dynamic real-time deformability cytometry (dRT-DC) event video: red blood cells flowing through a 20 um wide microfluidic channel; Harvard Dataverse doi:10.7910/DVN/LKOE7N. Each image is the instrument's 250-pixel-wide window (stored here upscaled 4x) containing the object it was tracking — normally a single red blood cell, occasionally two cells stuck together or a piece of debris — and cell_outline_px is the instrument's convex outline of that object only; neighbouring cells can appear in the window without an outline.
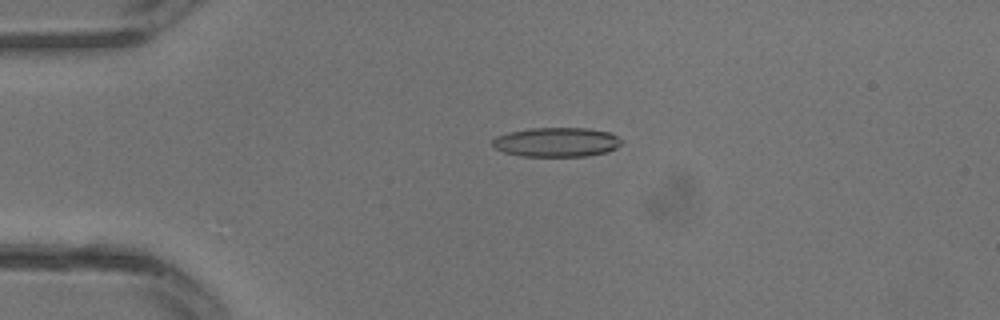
{"species": "common noctule bat (a hibernating species)", "species_latin": "Nyctalus noctula", "temperature_condition": "warm", "stored_images_in_passage": 20, "camera_frame_rate_fps": 3000, "um_per_image_px": 0.085, "animal": {"sex": "male", "body_mass_g": 13.3}, "frame": {"image": 1, "passage_image": 8, "time_ms": 2.333, "image_size_px": [1000, 320], "cell_outline_px": [[624, 140], [616, 148], [608, 152], [588, 156], [520, 156], [504, 152], [492, 148], [492, 140], [496, 136], [508, 132], [532, 128], [588, 128], [608, 132]], "centroid_in_image_um": [47.29, 12.08], "position_along_channel_um": 37.7, "area_um2": 22.25}}
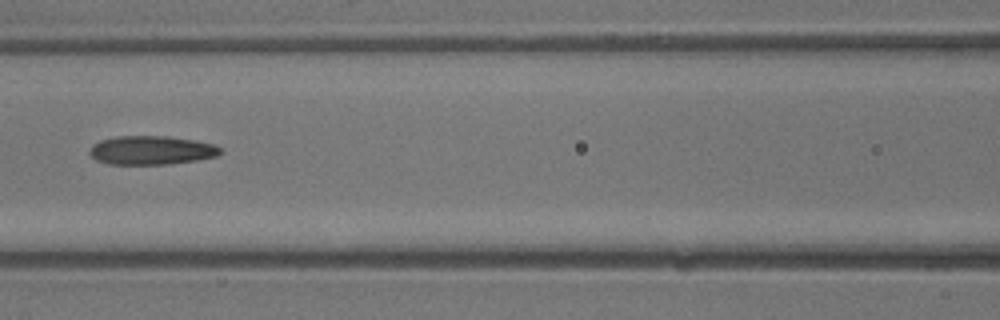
{"frame": {"image": 2, "passage_image": 15, "time_ms": 4.667, "image_size_px": [1000, 320], "cell_outline_px": [[220, 152], [216, 156], [196, 160], [168, 164], [108, 164], [96, 160], [88, 152], [100, 140], [116, 136], [168, 136], [196, 140], [216, 144], [220, 148]], "centroid_in_image_um": [12.88, 12.76], "position_along_channel_um": 153.7, "area_um2": 21.85}}
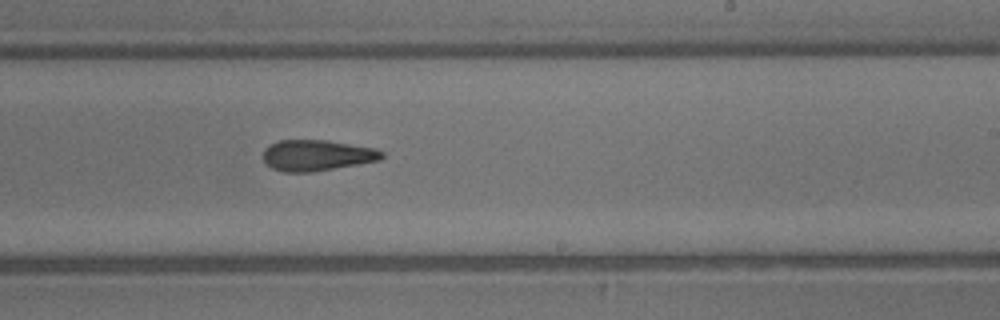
{"frame": {"image": 3, "passage_image": 20, "time_ms": 6.333, "image_size_px": [1000, 320], "cell_outline_px": [[384, 156], [380, 160], [312, 172], [280, 172], [272, 168], [264, 160], [264, 148], [268, 144], [276, 140], [324, 140], [376, 148], [384, 152]], "centroid_in_image_um": [26.91, 13.2], "position_along_channel_um": 262.1, "area_um2": 21.44}}